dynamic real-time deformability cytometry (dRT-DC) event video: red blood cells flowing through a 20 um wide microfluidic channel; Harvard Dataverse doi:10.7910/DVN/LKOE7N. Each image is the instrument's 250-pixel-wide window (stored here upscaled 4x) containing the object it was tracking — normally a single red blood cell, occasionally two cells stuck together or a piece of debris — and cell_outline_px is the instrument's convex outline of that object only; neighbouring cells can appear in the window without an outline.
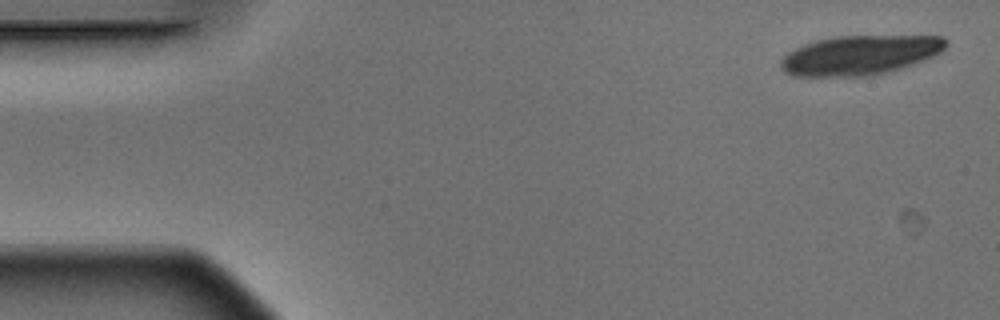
{"species": "Egyptian fruit bat (a non-hibernating species)", "species_latin": "Rousettus aegyptiacus", "temperature_condition": "warm", "stored_images_in_passage": 6, "camera_frame_rate_fps": 3000, "um_per_image_px": 0.085, "animal": {"sex": "male"}, "frame": {"image": 1, "passage_image": 1, "time_ms": 0.0, "image_size_px": [1000, 320], "cell_outline_px": [[948, 44], [940, 52], [932, 56], [912, 64], [888, 72], [864, 76], [792, 76], [784, 72], [780, 68], [780, 60], [788, 52], [804, 44], [816, 40], [832, 36], [944, 36], [948, 40]], "centroid_in_image_um": [73.06, 4.68], "position_along_channel_um": 11.9, "area_um2": 37.97}}
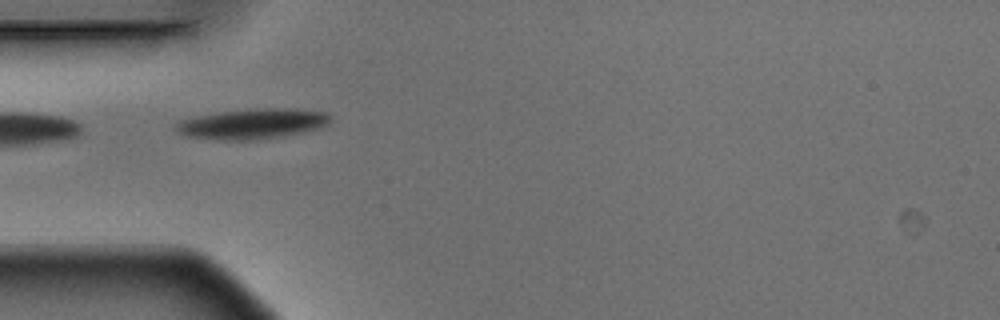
{"frame": {"image": 2, "passage_image": 5, "time_ms": 1.333, "image_size_px": [1000, 320], "cell_outline_px": [[332, 116], [328, 124], [316, 128], [300, 132], [252, 140], [220, 140], [188, 136], [180, 132], [176, 128], [176, 124], [180, 120], [196, 116], [220, 112], [256, 108], [296, 108], [328, 112]], "centroid_in_image_um": [21.48, 10.5], "position_along_channel_um": 63.5, "area_um2": 26.88}}
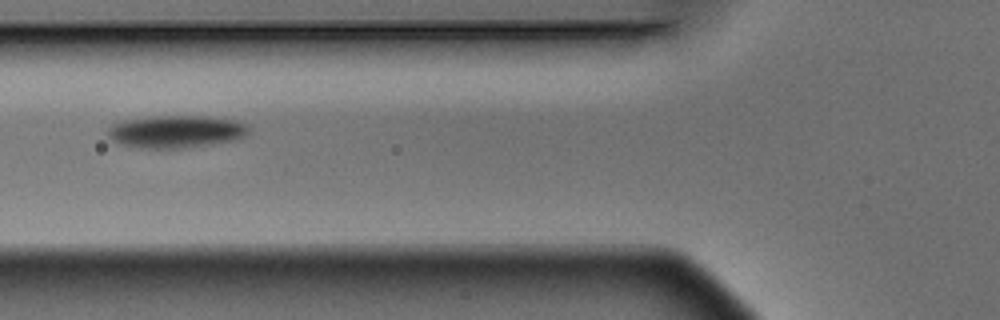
{"frame": {"image": 3, "passage_image": 6, "time_ms": 1.667, "image_size_px": [1000, 320], "cell_outline_px": [[248, 132], [244, 136], [236, 140], [188, 148], [140, 148], [120, 144], [112, 140], [108, 136], [108, 128], [112, 124], [124, 120], [148, 116], [208, 116], [232, 120], [248, 124]], "centroid_in_image_um": [14.95, 11.18], "position_along_channel_um": 110.9, "area_um2": 26.88}}